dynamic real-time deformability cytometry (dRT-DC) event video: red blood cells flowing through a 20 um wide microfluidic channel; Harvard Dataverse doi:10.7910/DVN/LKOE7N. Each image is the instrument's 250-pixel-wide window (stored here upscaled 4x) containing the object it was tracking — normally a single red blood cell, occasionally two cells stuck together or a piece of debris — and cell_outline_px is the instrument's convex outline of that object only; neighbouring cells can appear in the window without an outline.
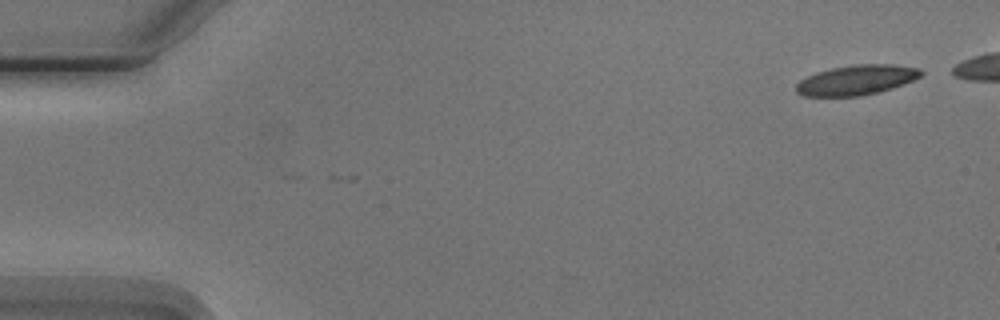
{"species": "Egyptian fruit bat (a non-hibernating species)", "species_latin": "Rousettus aegyptiacus", "temperature_condition": "cold", "stored_images_in_passage": 5, "camera_frame_rate_fps": 3000, "um_per_image_px": 0.085, "animal": {"sex": "male"}, "frame": {"image": 1, "passage_image": 1, "time_ms": 0.0, "image_size_px": [1000, 320], "cell_outline_px": [[924, 72], [920, 76], [904, 84], [892, 88], [860, 96], [804, 96], [796, 92], [796, 84], [800, 80], [816, 72], [832, 68], [852, 64], [892, 64], [920, 68]], "centroid_in_image_um": [72.8, 6.79], "position_along_channel_um": 12.2, "area_um2": 21.73}}